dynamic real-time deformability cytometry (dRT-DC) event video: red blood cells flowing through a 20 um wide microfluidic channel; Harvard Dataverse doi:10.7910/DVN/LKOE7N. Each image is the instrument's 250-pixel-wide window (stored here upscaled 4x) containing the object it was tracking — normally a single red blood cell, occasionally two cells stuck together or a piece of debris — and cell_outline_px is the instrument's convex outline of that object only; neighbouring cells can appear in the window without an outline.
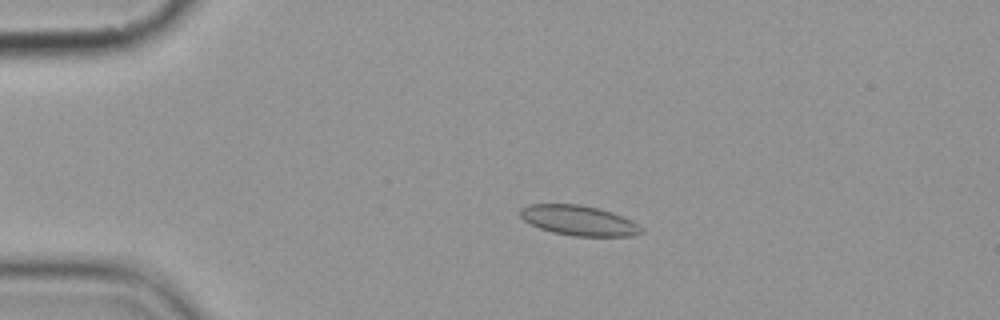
{"species": "common noctule bat (a hibernating species)", "species_latin": "Nyctalus noctula", "temperature_condition": "cold", "stored_images_in_passage": 10, "camera_frame_rate_fps": 3000, "um_per_image_px": 0.085, "animal": {"sex": "female", "body_mass_g": 19.9}, "frame": {"image": 1, "passage_image": 4, "time_ms": 3.333, "image_size_px": [1000, 320], "cell_outline_px": [[644, 232], [632, 236], [572, 236], [552, 232], [540, 228], [524, 220], [520, 216], [520, 208], [528, 204], [580, 204], [600, 208], [612, 212], [632, 220], [644, 228]], "centroid_in_image_um": [49.23, 18.74], "position_along_channel_um": 35.8, "area_um2": 21.39}}
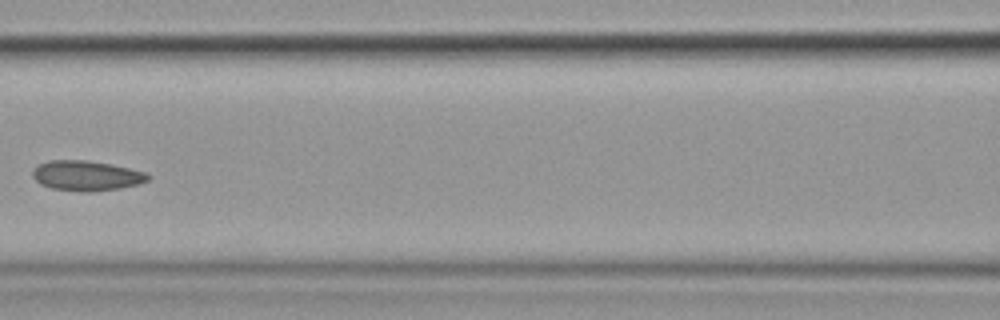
{"frame": {"image": 2, "passage_image": 7, "time_ms": 8.0, "image_size_px": [1000, 320], "cell_outline_px": [[152, 176], [148, 180], [140, 184], [120, 188], [92, 192], [80, 192], [52, 188], [40, 184], [32, 176], [32, 172], [40, 164], [48, 160], [88, 160], [112, 164], [148, 172]], "centroid_in_image_um": [7.4, 14.93], "position_along_channel_um": 159.2, "area_um2": 20.46}}
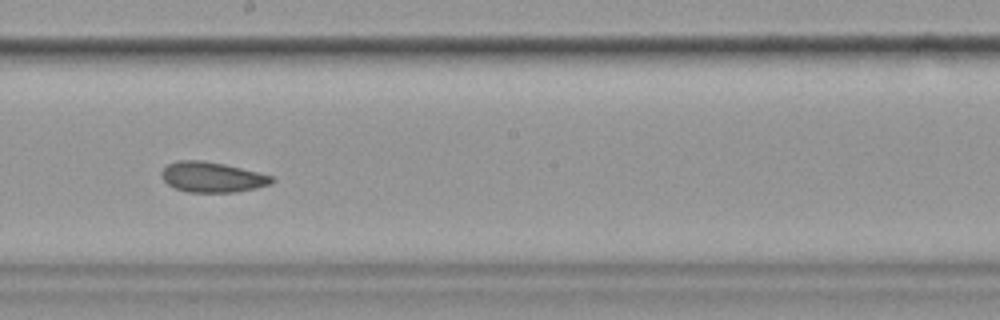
{"frame": {"image": 3, "passage_image": 9, "time_ms": 10.0, "image_size_px": [1000, 320], "cell_outline_px": [[276, 180], [272, 184], [256, 188], [236, 192], [188, 192], [176, 188], [168, 184], [160, 176], [160, 172], [168, 164], [180, 160], [200, 160], [224, 164], [272, 176]], "centroid_in_image_um": [18.03, 15.06], "position_along_channel_um": 230.2, "area_um2": 19.36}}